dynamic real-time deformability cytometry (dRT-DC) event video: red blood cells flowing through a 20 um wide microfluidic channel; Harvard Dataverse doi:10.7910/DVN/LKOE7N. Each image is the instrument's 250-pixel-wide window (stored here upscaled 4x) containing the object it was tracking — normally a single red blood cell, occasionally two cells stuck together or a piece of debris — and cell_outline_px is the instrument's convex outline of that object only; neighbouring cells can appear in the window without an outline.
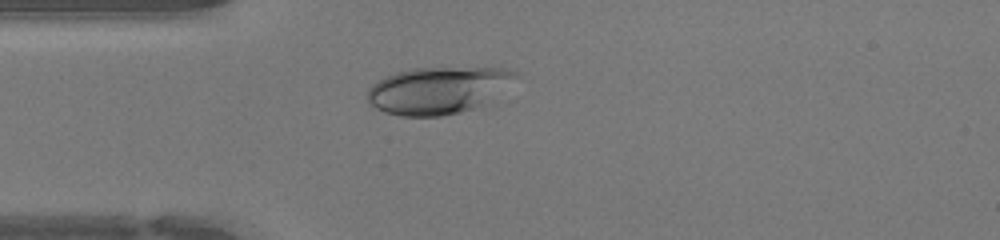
{"species": "human", "species_latin": "Homo sapiens", "temperature_condition": "warm", "stored_images_in_passage": 36, "camera_frame_rate_fps": 3000, "um_per_image_px": 0.085, "donor": {"sex": "female"}, "frame": {"image": 1, "passage_image": 1, "time_ms": 0.0, "image_size_px": [1000, 240], "cell_outline_px": [[516, 76], [480, 104], [472, 108], [460, 112], [440, 116], [400, 116], [384, 112], [376, 108], [368, 100], [368, 88], [372, 84], [396, 72], [412, 68], [504, 68], [516, 72]], "centroid_in_image_um": [37.11, 7.67], "position_along_channel_um": 47.9, "area_um2": 39.25}}
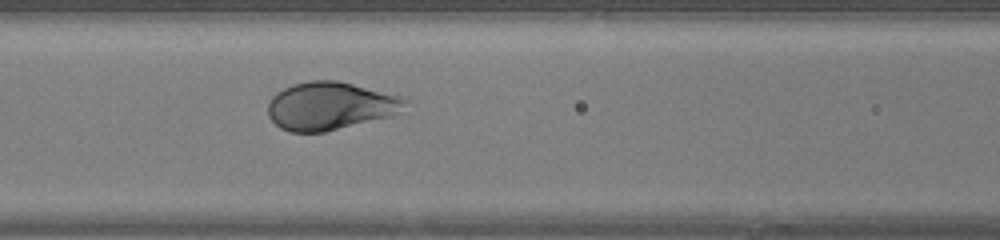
{"frame": {"image": 2, "passage_image": 8, "time_ms": 2.333, "image_size_px": [1000, 240], "cell_outline_px": [[408, 100], [396, 112], [388, 116], [324, 132], [288, 132], [280, 128], [268, 116], [268, 104], [272, 96], [276, 92], [292, 84], [308, 80], [336, 80], [400, 96]], "centroid_in_image_um": [27.97, 8.99], "position_along_channel_um": 138.6, "area_um2": 37.74}}
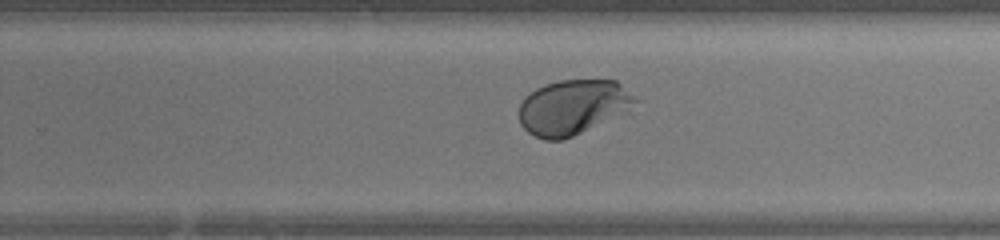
{"frame": {"image": 3, "passage_image": 18, "time_ms": 5.667, "image_size_px": [1000, 240], "cell_outline_px": [[640, 100], [628, 112], [572, 136], [560, 140], [544, 140], [528, 132], [520, 124], [520, 104], [524, 96], [536, 88], [544, 84], [560, 80], [616, 80], [636, 96]], "centroid_in_image_um": [48.73, 9.09], "position_along_channel_um": 281.1, "area_um2": 37.4}, "authors_computed_cell_mechanics": {"area_um2": 38.9572, "velocity_mm_per_s": 4.276, "shape_relaxation_time_tau1_ms": 2.2952, "shape_relaxation_time_tau2_ms": null, "deformation_change_tau1": 0.1564, "deformation_change_tau2": null}}